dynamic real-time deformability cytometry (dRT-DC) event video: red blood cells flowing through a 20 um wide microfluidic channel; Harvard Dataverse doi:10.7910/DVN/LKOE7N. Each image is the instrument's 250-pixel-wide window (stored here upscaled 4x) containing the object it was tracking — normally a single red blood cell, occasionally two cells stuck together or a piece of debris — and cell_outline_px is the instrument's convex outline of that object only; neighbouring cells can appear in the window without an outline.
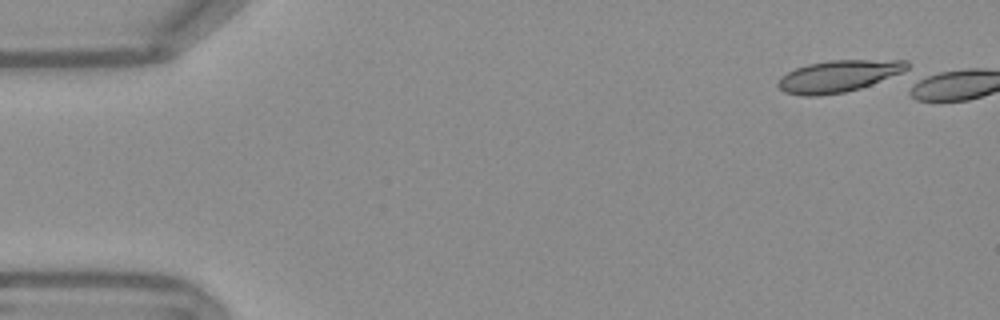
{"species": "Egyptian fruit bat (a non-hibernating species)", "species_latin": "Rousettus aegyptiacus", "temperature_condition": "warm", "stored_images_in_passage": 1, "camera_frame_rate_fps": 3000, "um_per_image_px": 0.085, "frame": {"image": 1, "passage_image": 1, "time_ms": 0.0, "image_size_px": [1000, 320], "cell_outline_px": [[908, 72], [860, 88], [844, 92], [820, 96], [800, 96], [784, 92], [776, 84], [776, 80], [780, 76], [796, 68], [808, 64], [828, 60], [908, 60]], "centroid_in_image_um": [71.29, 6.47], "position_along_channel_um": 13.7, "area_um2": 24.33}}